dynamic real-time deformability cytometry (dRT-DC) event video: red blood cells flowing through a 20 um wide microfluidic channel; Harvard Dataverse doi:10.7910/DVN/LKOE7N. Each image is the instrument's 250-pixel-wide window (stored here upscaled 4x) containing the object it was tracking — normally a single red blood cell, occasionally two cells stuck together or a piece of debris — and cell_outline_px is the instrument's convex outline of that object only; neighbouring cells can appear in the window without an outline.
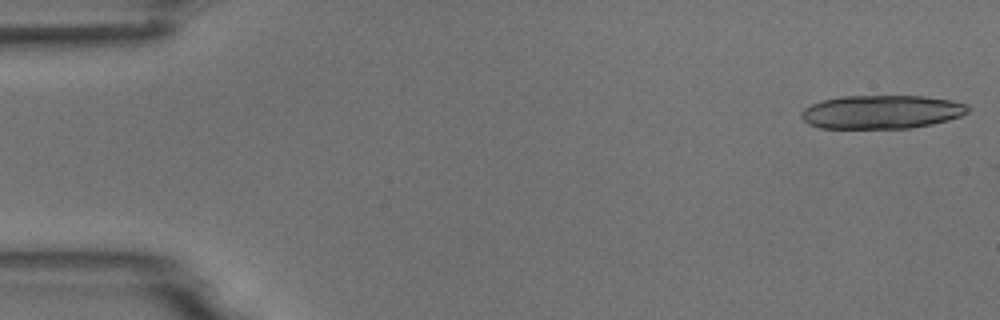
{"species": "common noctule bat (a hibernating species)", "species_latin": "Nyctalus noctula", "temperature_condition": "room temperature", "stored_images_in_passage": 17, "camera_frame_rate_fps": 3000, "um_per_image_px": 0.085, "animal": {"sex": "male", "body_mass_g": 18.8}, "frame": {"image": 1, "passage_image": 1, "time_ms": 0.0, "image_size_px": [1000, 320], "cell_outline_px": [[968, 112], [960, 116], [948, 120], [932, 124], [912, 128], [820, 128], [808, 124], [800, 116], [800, 112], [804, 108], [820, 100], [840, 96], [924, 96], [952, 100], [968, 104]], "centroid_in_image_um": [74.91, 9.51], "position_along_channel_um": 10.1, "area_um2": 32.83}}